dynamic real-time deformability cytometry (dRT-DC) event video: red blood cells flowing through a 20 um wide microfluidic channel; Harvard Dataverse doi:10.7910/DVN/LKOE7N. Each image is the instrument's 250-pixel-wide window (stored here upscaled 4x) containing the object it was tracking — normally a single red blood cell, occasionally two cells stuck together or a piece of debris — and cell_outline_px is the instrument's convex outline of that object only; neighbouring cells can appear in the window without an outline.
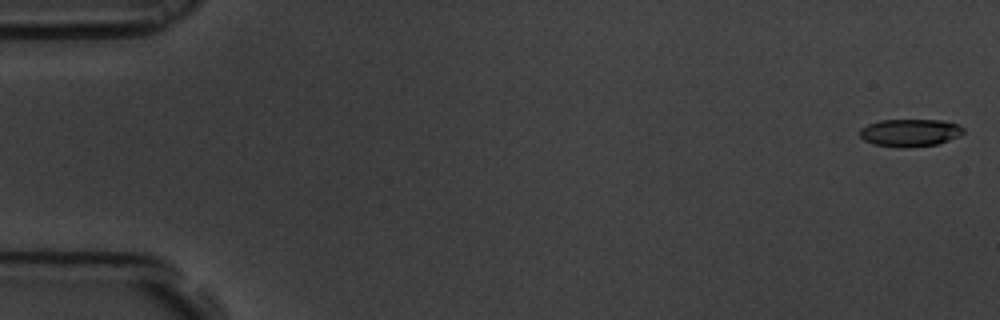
{"species": "common noctule bat (a hibernating species)", "species_latin": "Nyctalus noctula", "temperature_condition": "room temperature", "stored_images_in_passage": 59, "camera_frame_rate_fps": 3000, "um_per_image_px": 0.085, "animal": {"sex": "male", "body_mass_g": 19.5, "forearm_length_mm": 54.6}, "frame": {"image": 1, "passage_image": 1, "time_ms": 0.0, "image_size_px": [1000, 320], "cell_outline_px": [[964, 132], [948, 140], [936, 144], [900, 148], [872, 144], [864, 140], [860, 136], [860, 128], [868, 124], [880, 120], [940, 120], [956, 124], [964, 128]], "centroid_in_image_um": [77.29, 11.28], "position_along_channel_um": 7.7, "area_um2": 16.47}}
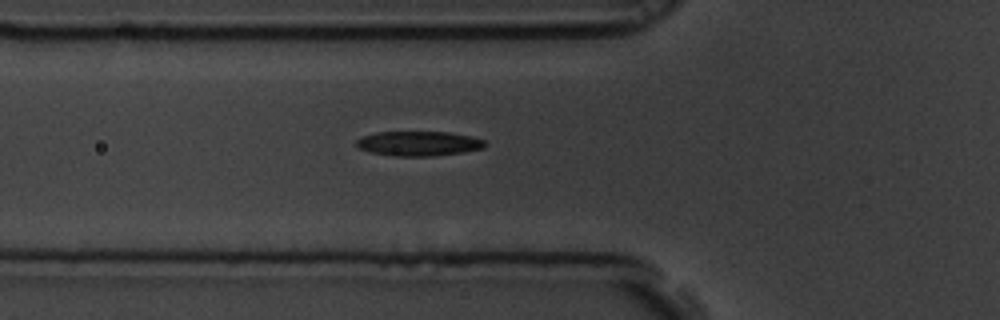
{"frame": {"image": 2, "passage_image": 21, "time_ms": 6.667, "image_size_px": [1000, 320], "cell_outline_px": [[484, 148], [460, 152], [432, 156], [392, 156], [372, 152], [356, 148], [356, 140], [364, 136], [376, 132], [448, 132], [468, 136], [484, 140]], "centroid_in_image_um": [35.52, 12.2], "position_along_channel_um": 90.3, "area_um2": 18.26}}
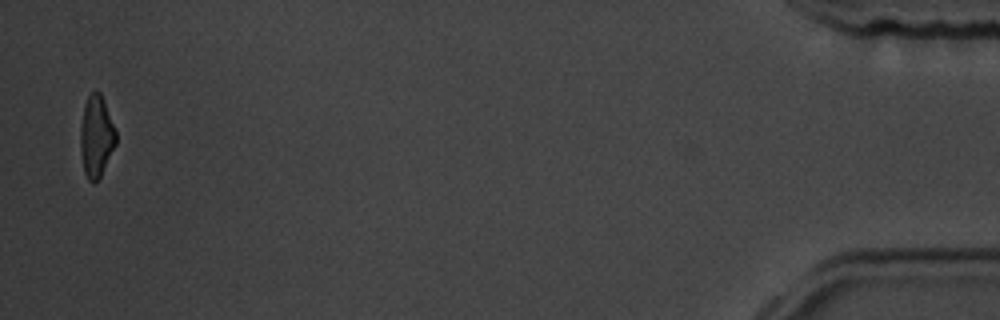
{"frame": {"image": 3, "passage_image": 58, "time_ms": 19.0, "image_size_px": [1000, 320], "cell_outline_px": [[116, 144], [100, 176], [92, 184], [88, 180], [84, 172], [80, 152], [80, 124], [84, 104], [88, 96], [96, 88], [100, 92], [104, 100], [116, 128]], "centroid_in_image_um": [8.18, 11.55], "position_along_channel_um": 427.0, "area_um2": 17.17}, "authors_computed_cell_mechanics": {"area_um2": 18.4382, "velocity_mm_per_s": 3.4623, "shape_relaxation_time_tau1_ms": 4.6546, "shape_relaxation_time_tau2_ms": 1.8972, "deformation_change_tau1": 0.1543, "deformation_change_tau2": 0.0855}}